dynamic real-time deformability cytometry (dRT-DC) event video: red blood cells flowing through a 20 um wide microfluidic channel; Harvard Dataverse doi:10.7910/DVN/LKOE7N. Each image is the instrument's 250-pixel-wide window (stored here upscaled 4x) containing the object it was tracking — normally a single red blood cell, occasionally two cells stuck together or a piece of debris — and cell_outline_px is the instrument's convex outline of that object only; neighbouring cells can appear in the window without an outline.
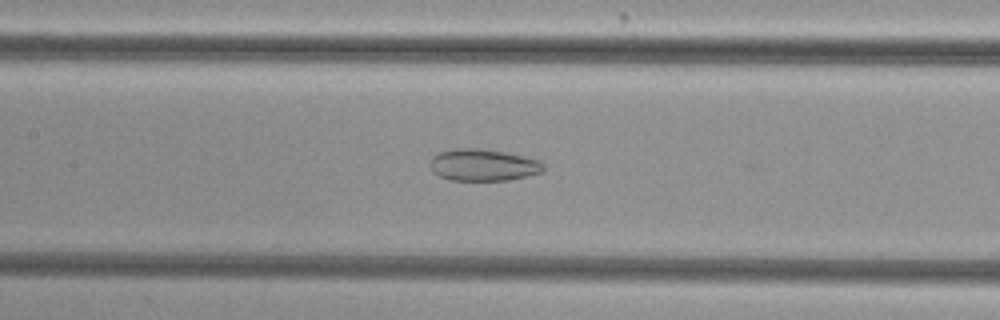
{"species": "common noctule bat (a hibernating species)", "species_latin": "Nyctalus noctula", "temperature_condition": "cold", "stored_images_in_passage": 36, "camera_frame_rate_fps": 3000, "um_per_image_px": 0.085, "animal": {"sex": "female", "body_mass_g": 29.2, "forearm_length_mm": 56.3}, "frame": {"image": 1, "passage_image": 14, "time_ms": 4.333, "image_size_px": [1000, 320], "cell_outline_px": [[544, 172], [528, 176], [508, 180], [448, 180], [432, 172], [432, 156], [440, 152], [456, 148], [472, 148], [504, 152], [524, 156], [540, 160], [544, 164]], "centroid_in_image_um": [41.11, 14.03], "position_along_channel_um": 166.3, "area_um2": 20.98}}
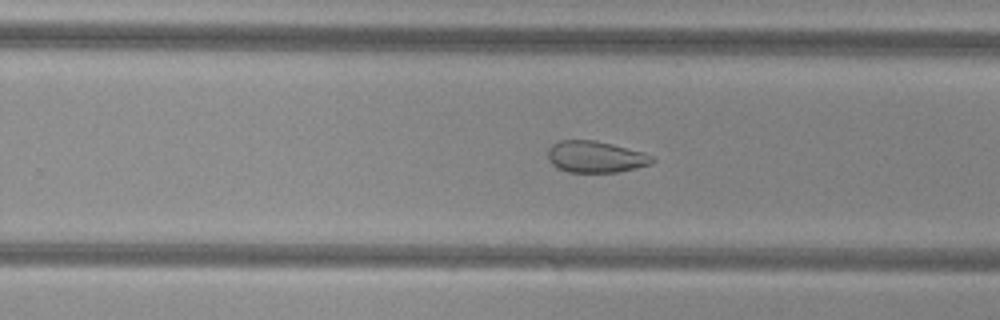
{"frame": {"image": 2, "passage_image": 23, "time_ms": 7.333, "image_size_px": [1000, 320], "cell_outline_px": [[656, 160], [652, 164], [620, 172], [568, 172], [556, 168], [548, 160], [548, 148], [552, 144], [560, 140], [596, 140], [644, 152], [652, 156]], "centroid_in_image_um": [50.62, 13.33], "position_along_channel_um": 279.2, "area_um2": 19.42}}
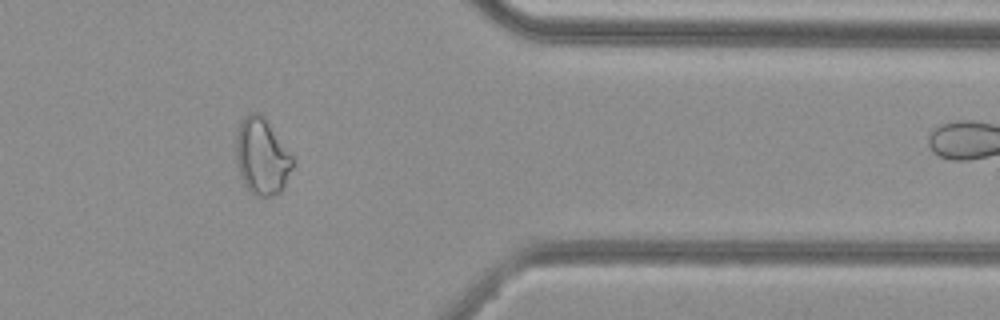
{"frame": {"image": 3, "passage_image": 33, "time_ms": 10.667, "image_size_px": [1000, 320], "cell_outline_px": [[296, 160], [284, 188], [280, 192], [272, 196], [256, 196], [244, 188], [236, 164], [236, 136], [240, 120], [248, 112], [260, 112], [264, 116]], "centroid_in_image_um": [22.26, 13.3], "position_along_channel_um": 389.1, "area_um2": 25.95}, "authors_computed_cell_mechanics": {"area_um2": 22.0218, "velocity_mm_per_s": 3.7722, "shape_relaxation_time_tau1_ms": null, "shape_relaxation_time_tau2_ms": 3.0948, "deformation_change_tau1": null, "deformation_change_tau2": 0.0932}}